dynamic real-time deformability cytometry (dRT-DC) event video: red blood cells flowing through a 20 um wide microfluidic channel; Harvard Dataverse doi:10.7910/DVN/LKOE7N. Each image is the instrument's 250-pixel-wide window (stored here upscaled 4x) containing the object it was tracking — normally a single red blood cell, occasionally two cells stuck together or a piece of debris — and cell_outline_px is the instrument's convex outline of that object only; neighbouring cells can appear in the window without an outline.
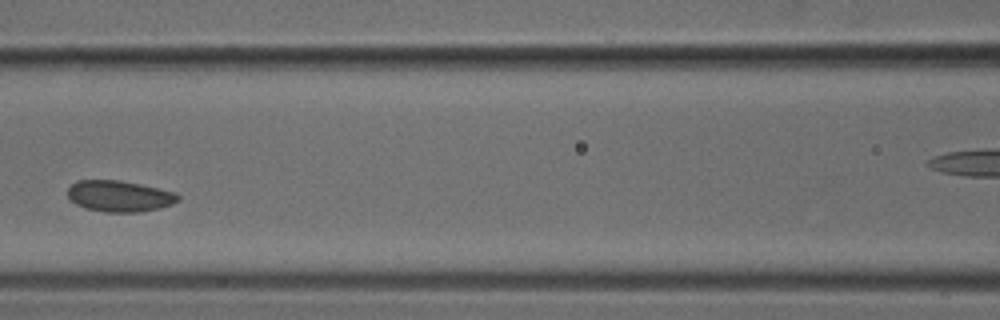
{"species": "common noctule bat (a hibernating species)", "species_latin": "Nyctalus noctula", "temperature_condition": "cold", "stored_images_in_passage": 5, "segment_of_instrument_passage": [1, 2], "camera_frame_rate_fps": 3000, "um_per_image_px": 0.085, "animal": {"sex": "male", "body_mass_g": 18.8}, "frame": {"image": 1, "passage_image": 4, "time_ms": 1.0, "image_size_px": [1000, 320], "cell_outline_px": [[180, 200], [172, 204], [160, 208], [140, 212], [104, 212], [84, 208], [68, 200], [68, 188], [76, 180], [120, 180], [140, 184], [176, 192], [180, 196]], "centroid_in_image_um": [10.14, 16.67], "position_along_channel_um": 156.5, "area_um2": 20.29}}